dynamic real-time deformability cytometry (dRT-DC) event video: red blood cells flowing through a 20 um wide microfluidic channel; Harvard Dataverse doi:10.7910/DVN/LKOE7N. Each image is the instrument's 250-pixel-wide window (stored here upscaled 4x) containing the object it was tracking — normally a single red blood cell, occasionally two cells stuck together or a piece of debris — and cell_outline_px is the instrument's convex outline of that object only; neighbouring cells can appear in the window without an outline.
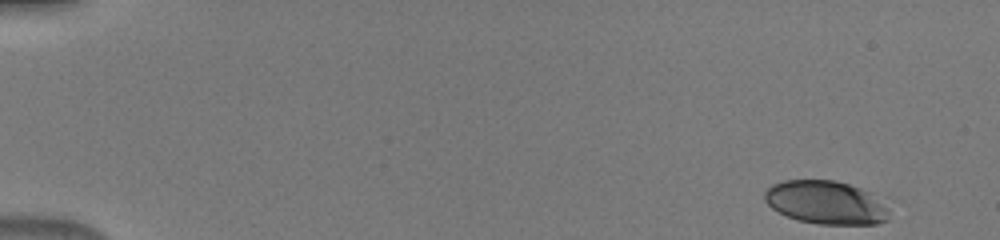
{"species": "human", "species_latin": "Homo sapiens", "temperature_condition": "warm", "stored_images_in_passage": 9, "camera_frame_rate_fps": 3000, "um_per_image_px": 0.085, "donor": {"sex": "male"}, "frame": {"image": 1, "passage_image": 1, "time_ms": 0.0, "image_size_px": [1000, 240], "cell_outline_px": [[888, 220], [876, 224], [820, 224], [796, 220], [772, 208], [764, 200], [764, 192], [772, 184], [784, 180], [836, 180], [888, 196]], "centroid_in_image_um": [70.32, 17.19], "position_along_channel_um": 14.7, "area_um2": 32.37}}
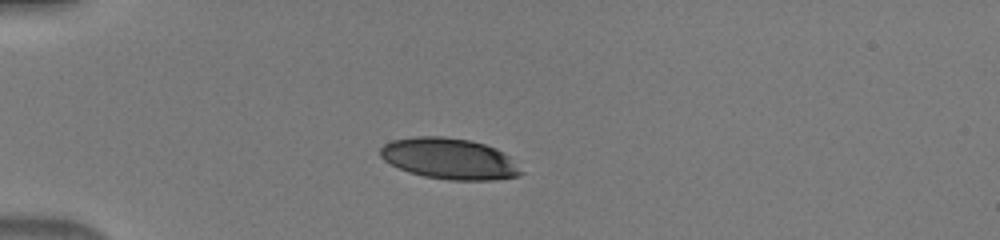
{"frame": {"image": 2, "passage_image": 6, "time_ms": 1.667, "image_size_px": [1000, 240], "cell_outline_px": [[524, 172], [520, 176], [496, 180], [448, 180], [424, 176], [408, 172], [384, 160], [380, 156], [380, 148], [384, 144], [392, 140], [416, 136], [444, 136], [468, 140], [484, 144], [496, 148], [504, 152]], "centroid_in_image_um": [38.2, 13.49], "position_along_channel_um": 46.8, "area_um2": 33.7}}
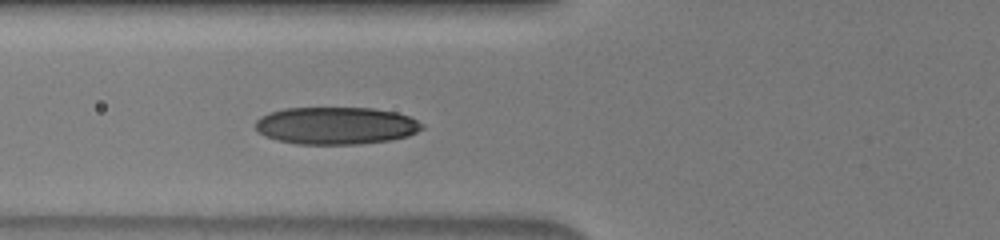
{"frame": {"image": 3, "passage_image": 9, "time_ms": 2.667, "image_size_px": [1000, 240], "cell_outline_px": [[424, 128], [408, 136], [388, 140], [356, 144], [296, 144], [264, 136], [256, 132], [256, 120], [260, 116], [268, 112], [284, 108], [372, 108], [396, 112], [408, 116], [424, 124]], "centroid_in_image_um": [28.53, 10.67], "position_along_channel_um": 97.3, "area_um2": 36.36}}